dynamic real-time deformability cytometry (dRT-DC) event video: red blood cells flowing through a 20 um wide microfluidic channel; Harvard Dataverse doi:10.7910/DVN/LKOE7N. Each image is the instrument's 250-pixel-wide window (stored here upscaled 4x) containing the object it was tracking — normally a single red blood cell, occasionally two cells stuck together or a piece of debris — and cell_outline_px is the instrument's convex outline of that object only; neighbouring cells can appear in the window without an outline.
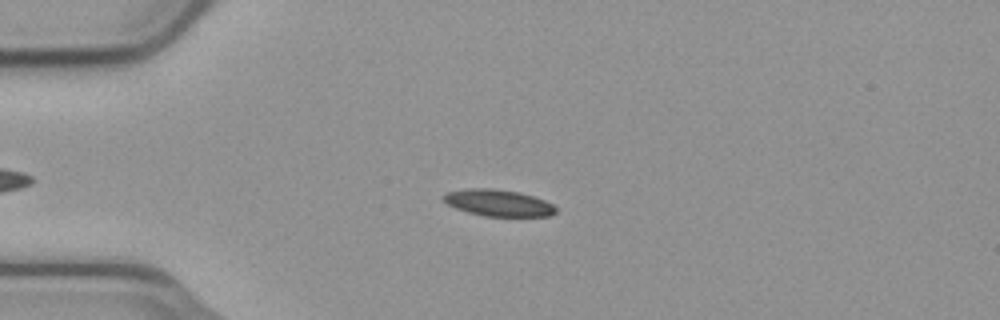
{"species": "common noctule bat (a hibernating species)", "species_latin": "Nyctalus noctula", "temperature_condition": "cold", "stored_images_in_passage": 47, "camera_frame_rate_fps": 3000, "um_per_image_px": 0.085, "animal": {"sex": "male", "body_mass_g": 23.1, "forearm_length_mm": 52.7}, "frame": {"image": 1, "passage_image": 14, "time_ms": 4.333, "image_size_px": [1000, 320], "cell_outline_px": [[556, 212], [552, 216], [484, 216], [468, 212], [456, 208], [448, 204], [440, 196], [448, 192], [468, 188], [492, 188], [520, 192], [544, 200], [552, 204], [556, 208]], "centroid_in_image_um": [42.35, 17.24], "position_along_channel_um": 42.6, "area_um2": 17.4}}
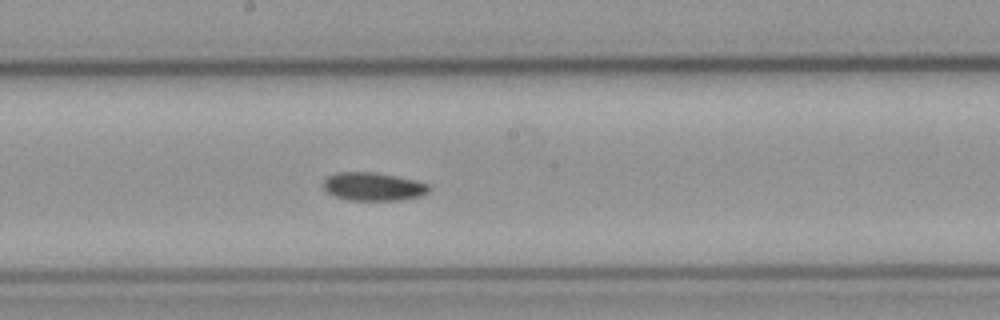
{"frame": {"image": 2, "passage_image": 30, "time_ms": 9.667, "image_size_px": [1000, 320], "cell_outline_px": [[432, 188], [428, 192], [420, 196], [400, 200], [348, 200], [336, 196], [328, 192], [324, 188], [324, 180], [328, 176], [336, 172], [372, 172], [416, 180], [428, 184]], "centroid_in_image_um": [31.74, 15.86], "position_along_channel_um": 216.5, "area_um2": 17.28}}
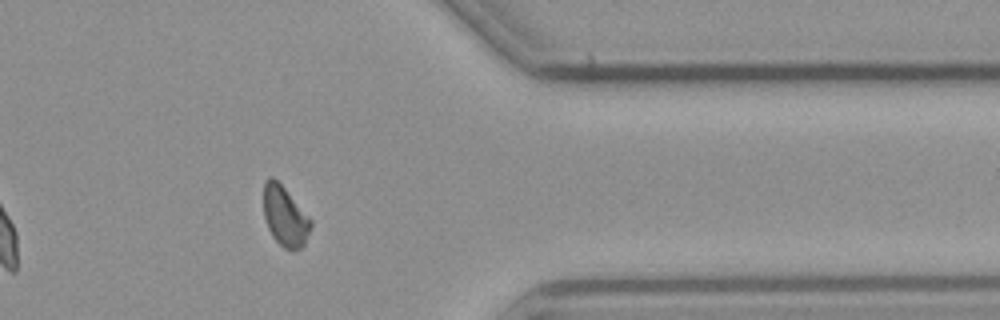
{"frame": {"image": 3, "passage_image": 45, "time_ms": 14.667, "image_size_px": [1000, 320], "cell_outline_px": [[312, 224], [304, 244], [300, 248], [284, 248], [272, 236], [268, 228], [264, 216], [264, 180], [272, 176], [284, 188], [312, 220]], "centroid_in_image_um": [24.21, 18.37], "position_along_channel_um": 387.2, "area_um2": 16.07}, "authors_computed_cell_mechanics": {"area_um2": 17.1666, "velocity_mm_per_s": 3.7288, "shape_relaxation_time_tau1_ms": 6.8475, "shape_relaxation_time_tau2_ms": null, "deformation_change_tau1": 0.1245, "deformation_change_tau2": null}}